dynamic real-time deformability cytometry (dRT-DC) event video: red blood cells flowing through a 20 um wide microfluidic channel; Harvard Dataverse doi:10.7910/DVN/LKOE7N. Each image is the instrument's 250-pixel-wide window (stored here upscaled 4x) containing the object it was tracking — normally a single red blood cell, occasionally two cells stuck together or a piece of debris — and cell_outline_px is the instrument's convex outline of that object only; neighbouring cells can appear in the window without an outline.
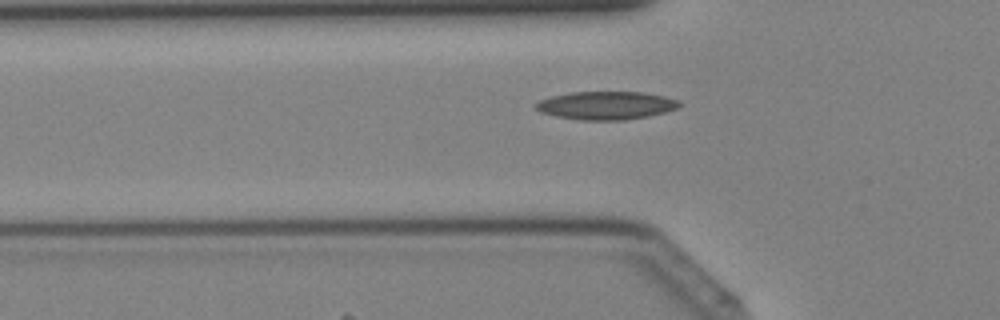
{"species": "Egyptian fruit bat (a non-hibernating species)", "species_latin": "Rousettus aegyptiacus", "temperature_condition": "cold", "stored_images_in_passage": 32, "camera_frame_rate_fps": 3000, "um_per_image_px": 0.085, "animal": {"sex": "female"}, "frame": {"image": 1, "passage_image": 9, "time_ms": 2.667, "image_size_px": [1000, 320], "cell_outline_px": [[680, 104], [676, 108], [664, 112], [648, 116], [624, 120], [580, 120], [556, 116], [540, 112], [532, 104], [540, 100], [552, 96], [572, 92], [644, 92], [664, 96], [680, 100]], "centroid_in_image_um": [51.5, 8.96], "position_along_channel_um": 74.3, "area_um2": 23.52}}
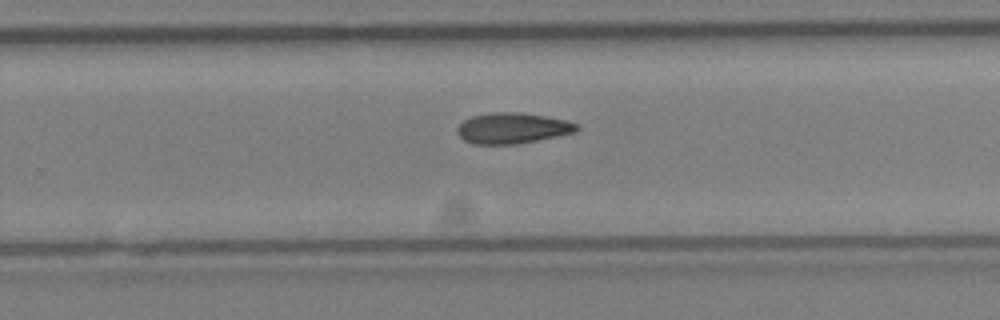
{"frame": {"image": 2, "passage_image": 22, "time_ms": 7.0, "image_size_px": [1000, 320], "cell_outline_px": [[580, 128], [576, 132], [516, 144], [472, 144], [464, 140], [456, 132], [456, 128], [464, 120], [472, 116], [496, 112], [520, 112], [544, 116], [564, 120], [576, 124]], "centroid_in_image_um": [43.52, 10.9], "position_along_channel_um": 286.3, "area_um2": 21.21}}
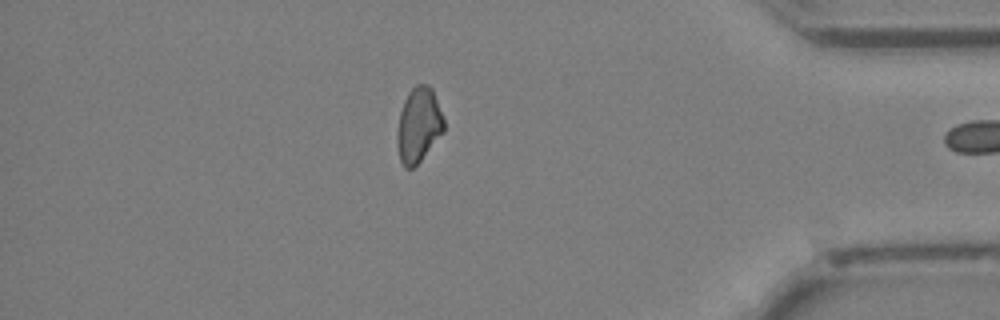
{"frame": {"image": 3, "passage_image": 31, "time_ms": 10.0, "image_size_px": [1000, 320], "cell_outline_px": [[444, 132], [420, 160], [412, 168], [404, 168], [400, 160], [396, 144], [396, 136], [400, 112], [404, 100], [408, 92], [416, 84], [428, 84], [432, 88], [444, 120]], "centroid_in_image_um": [35.56, 10.62], "position_along_channel_um": 399.6, "area_um2": 20.35}}